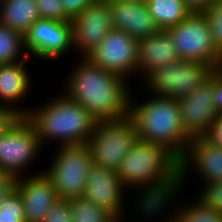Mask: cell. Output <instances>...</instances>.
<instances>
[{
  "label": "cell",
  "mask_w": 222,
  "mask_h": 222,
  "mask_svg": "<svg viewBox=\"0 0 222 222\" xmlns=\"http://www.w3.org/2000/svg\"><path fill=\"white\" fill-rule=\"evenodd\" d=\"M27 62L0 65V106L12 108L21 116H26L29 109L16 105L23 100L31 87V75L28 67L24 66Z\"/></svg>",
  "instance_id": "obj_19"
},
{
  "label": "cell",
  "mask_w": 222,
  "mask_h": 222,
  "mask_svg": "<svg viewBox=\"0 0 222 222\" xmlns=\"http://www.w3.org/2000/svg\"><path fill=\"white\" fill-rule=\"evenodd\" d=\"M195 200L169 216L175 222H222V213L204 205L198 198Z\"/></svg>",
  "instance_id": "obj_24"
},
{
  "label": "cell",
  "mask_w": 222,
  "mask_h": 222,
  "mask_svg": "<svg viewBox=\"0 0 222 222\" xmlns=\"http://www.w3.org/2000/svg\"><path fill=\"white\" fill-rule=\"evenodd\" d=\"M43 147L33 125L22 116L0 135V167L13 178L24 176Z\"/></svg>",
  "instance_id": "obj_9"
},
{
  "label": "cell",
  "mask_w": 222,
  "mask_h": 222,
  "mask_svg": "<svg viewBox=\"0 0 222 222\" xmlns=\"http://www.w3.org/2000/svg\"><path fill=\"white\" fill-rule=\"evenodd\" d=\"M50 168L42 171L52 182L59 198L84 196L88 174L94 164L86 144L57 146Z\"/></svg>",
  "instance_id": "obj_5"
},
{
  "label": "cell",
  "mask_w": 222,
  "mask_h": 222,
  "mask_svg": "<svg viewBox=\"0 0 222 222\" xmlns=\"http://www.w3.org/2000/svg\"><path fill=\"white\" fill-rule=\"evenodd\" d=\"M0 222H26L23 201L15 189L0 204Z\"/></svg>",
  "instance_id": "obj_25"
},
{
  "label": "cell",
  "mask_w": 222,
  "mask_h": 222,
  "mask_svg": "<svg viewBox=\"0 0 222 222\" xmlns=\"http://www.w3.org/2000/svg\"><path fill=\"white\" fill-rule=\"evenodd\" d=\"M138 42L127 33L113 29L86 58L92 64L127 80L137 73Z\"/></svg>",
  "instance_id": "obj_10"
},
{
  "label": "cell",
  "mask_w": 222,
  "mask_h": 222,
  "mask_svg": "<svg viewBox=\"0 0 222 222\" xmlns=\"http://www.w3.org/2000/svg\"><path fill=\"white\" fill-rule=\"evenodd\" d=\"M11 178L12 176L0 167V186H4Z\"/></svg>",
  "instance_id": "obj_36"
},
{
  "label": "cell",
  "mask_w": 222,
  "mask_h": 222,
  "mask_svg": "<svg viewBox=\"0 0 222 222\" xmlns=\"http://www.w3.org/2000/svg\"><path fill=\"white\" fill-rule=\"evenodd\" d=\"M42 222H72V210L69 199L58 198L44 215Z\"/></svg>",
  "instance_id": "obj_29"
},
{
  "label": "cell",
  "mask_w": 222,
  "mask_h": 222,
  "mask_svg": "<svg viewBox=\"0 0 222 222\" xmlns=\"http://www.w3.org/2000/svg\"><path fill=\"white\" fill-rule=\"evenodd\" d=\"M204 186L203 191L196 198L204 205L222 213V181Z\"/></svg>",
  "instance_id": "obj_28"
},
{
  "label": "cell",
  "mask_w": 222,
  "mask_h": 222,
  "mask_svg": "<svg viewBox=\"0 0 222 222\" xmlns=\"http://www.w3.org/2000/svg\"><path fill=\"white\" fill-rule=\"evenodd\" d=\"M151 96L150 100L136 104L131 95L129 116L137 137L164 146L180 160L191 138L183 129L178 99Z\"/></svg>",
  "instance_id": "obj_4"
},
{
  "label": "cell",
  "mask_w": 222,
  "mask_h": 222,
  "mask_svg": "<svg viewBox=\"0 0 222 222\" xmlns=\"http://www.w3.org/2000/svg\"><path fill=\"white\" fill-rule=\"evenodd\" d=\"M127 81L80 57L70 70L67 83L63 84V92L82 105L97 122L118 120L129 115L131 91Z\"/></svg>",
  "instance_id": "obj_2"
},
{
  "label": "cell",
  "mask_w": 222,
  "mask_h": 222,
  "mask_svg": "<svg viewBox=\"0 0 222 222\" xmlns=\"http://www.w3.org/2000/svg\"><path fill=\"white\" fill-rule=\"evenodd\" d=\"M73 47L86 57L113 30L110 3L95 0L71 20Z\"/></svg>",
  "instance_id": "obj_13"
},
{
  "label": "cell",
  "mask_w": 222,
  "mask_h": 222,
  "mask_svg": "<svg viewBox=\"0 0 222 222\" xmlns=\"http://www.w3.org/2000/svg\"><path fill=\"white\" fill-rule=\"evenodd\" d=\"M23 51H26L24 35L0 24V65L28 61L29 55Z\"/></svg>",
  "instance_id": "obj_22"
},
{
  "label": "cell",
  "mask_w": 222,
  "mask_h": 222,
  "mask_svg": "<svg viewBox=\"0 0 222 222\" xmlns=\"http://www.w3.org/2000/svg\"><path fill=\"white\" fill-rule=\"evenodd\" d=\"M15 189V178H11L4 186H0V204Z\"/></svg>",
  "instance_id": "obj_35"
},
{
  "label": "cell",
  "mask_w": 222,
  "mask_h": 222,
  "mask_svg": "<svg viewBox=\"0 0 222 222\" xmlns=\"http://www.w3.org/2000/svg\"><path fill=\"white\" fill-rule=\"evenodd\" d=\"M41 19L68 22L71 21L64 11L60 0H35Z\"/></svg>",
  "instance_id": "obj_27"
},
{
  "label": "cell",
  "mask_w": 222,
  "mask_h": 222,
  "mask_svg": "<svg viewBox=\"0 0 222 222\" xmlns=\"http://www.w3.org/2000/svg\"><path fill=\"white\" fill-rule=\"evenodd\" d=\"M63 4L65 15L72 20L76 18L87 6L95 0H60Z\"/></svg>",
  "instance_id": "obj_31"
},
{
  "label": "cell",
  "mask_w": 222,
  "mask_h": 222,
  "mask_svg": "<svg viewBox=\"0 0 222 222\" xmlns=\"http://www.w3.org/2000/svg\"><path fill=\"white\" fill-rule=\"evenodd\" d=\"M214 103L217 113H222V76L214 70Z\"/></svg>",
  "instance_id": "obj_33"
},
{
  "label": "cell",
  "mask_w": 222,
  "mask_h": 222,
  "mask_svg": "<svg viewBox=\"0 0 222 222\" xmlns=\"http://www.w3.org/2000/svg\"><path fill=\"white\" fill-rule=\"evenodd\" d=\"M40 19L35 0H2L0 24L25 34L29 27Z\"/></svg>",
  "instance_id": "obj_20"
},
{
  "label": "cell",
  "mask_w": 222,
  "mask_h": 222,
  "mask_svg": "<svg viewBox=\"0 0 222 222\" xmlns=\"http://www.w3.org/2000/svg\"><path fill=\"white\" fill-rule=\"evenodd\" d=\"M192 165V166H190ZM195 167L206 184L222 181V148L206 137L192 138L180 159V187L182 188L190 167Z\"/></svg>",
  "instance_id": "obj_15"
},
{
  "label": "cell",
  "mask_w": 222,
  "mask_h": 222,
  "mask_svg": "<svg viewBox=\"0 0 222 222\" xmlns=\"http://www.w3.org/2000/svg\"><path fill=\"white\" fill-rule=\"evenodd\" d=\"M164 222H175L171 217H168L167 219L165 218Z\"/></svg>",
  "instance_id": "obj_38"
},
{
  "label": "cell",
  "mask_w": 222,
  "mask_h": 222,
  "mask_svg": "<svg viewBox=\"0 0 222 222\" xmlns=\"http://www.w3.org/2000/svg\"><path fill=\"white\" fill-rule=\"evenodd\" d=\"M145 2L156 26L162 30L177 25L193 13L183 0H145Z\"/></svg>",
  "instance_id": "obj_21"
},
{
  "label": "cell",
  "mask_w": 222,
  "mask_h": 222,
  "mask_svg": "<svg viewBox=\"0 0 222 222\" xmlns=\"http://www.w3.org/2000/svg\"><path fill=\"white\" fill-rule=\"evenodd\" d=\"M183 129L192 139L205 137L218 115L214 103V71L199 87L178 99Z\"/></svg>",
  "instance_id": "obj_12"
},
{
  "label": "cell",
  "mask_w": 222,
  "mask_h": 222,
  "mask_svg": "<svg viewBox=\"0 0 222 222\" xmlns=\"http://www.w3.org/2000/svg\"><path fill=\"white\" fill-rule=\"evenodd\" d=\"M166 30L180 59L201 62L216 69L222 52L215 46L208 23L201 12H193Z\"/></svg>",
  "instance_id": "obj_8"
},
{
  "label": "cell",
  "mask_w": 222,
  "mask_h": 222,
  "mask_svg": "<svg viewBox=\"0 0 222 222\" xmlns=\"http://www.w3.org/2000/svg\"><path fill=\"white\" fill-rule=\"evenodd\" d=\"M26 215V222H42L44 215L58 200L56 189L43 172L15 178Z\"/></svg>",
  "instance_id": "obj_16"
},
{
  "label": "cell",
  "mask_w": 222,
  "mask_h": 222,
  "mask_svg": "<svg viewBox=\"0 0 222 222\" xmlns=\"http://www.w3.org/2000/svg\"><path fill=\"white\" fill-rule=\"evenodd\" d=\"M205 137L213 144L222 148V113H218L215 117L210 131Z\"/></svg>",
  "instance_id": "obj_32"
},
{
  "label": "cell",
  "mask_w": 222,
  "mask_h": 222,
  "mask_svg": "<svg viewBox=\"0 0 222 222\" xmlns=\"http://www.w3.org/2000/svg\"><path fill=\"white\" fill-rule=\"evenodd\" d=\"M215 70L222 76V54Z\"/></svg>",
  "instance_id": "obj_37"
},
{
  "label": "cell",
  "mask_w": 222,
  "mask_h": 222,
  "mask_svg": "<svg viewBox=\"0 0 222 222\" xmlns=\"http://www.w3.org/2000/svg\"><path fill=\"white\" fill-rule=\"evenodd\" d=\"M25 117L35 128L42 146L47 140L58 141L59 146L86 144L97 122L64 92L39 108L28 109Z\"/></svg>",
  "instance_id": "obj_3"
},
{
  "label": "cell",
  "mask_w": 222,
  "mask_h": 222,
  "mask_svg": "<svg viewBox=\"0 0 222 222\" xmlns=\"http://www.w3.org/2000/svg\"><path fill=\"white\" fill-rule=\"evenodd\" d=\"M22 116L14 109L0 106V135L13 126Z\"/></svg>",
  "instance_id": "obj_30"
},
{
  "label": "cell",
  "mask_w": 222,
  "mask_h": 222,
  "mask_svg": "<svg viewBox=\"0 0 222 222\" xmlns=\"http://www.w3.org/2000/svg\"><path fill=\"white\" fill-rule=\"evenodd\" d=\"M117 174L125 191L139 189L138 211L147 219L163 213L161 210L164 211L169 202L172 204L182 190L180 160L164 146L140 138L122 160Z\"/></svg>",
  "instance_id": "obj_1"
},
{
  "label": "cell",
  "mask_w": 222,
  "mask_h": 222,
  "mask_svg": "<svg viewBox=\"0 0 222 222\" xmlns=\"http://www.w3.org/2000/svg\"><path fill=\"white\" fill-rule=\"evenodd\" d=\"M193 12H203L211 3V0H183Z\"/></svg>",
  "instance_id": "obj_34"
},
{
  "label": "cell",
  "mask_w": 222,
  "mask_h": 222,
  "mask_svg": "<svg viewBox=\"0 0 222 222\" xmlns=\"http://www.w3.org/2000/svg\"><path fill=\"white\" fill-rule=\"evenodd\" d=\"M180 60L177 49L167 30L159 29L156 33L139 40L137 73L143 78L151 71Z\"/></svg>",
  "instance_id": "obj_18"
},
{
  "label": "cell",
  "mask_w": 222,
  "mask_h": 222,
  "mask_svg": "<svg viewBox=\"0 0 222 222\" xmlns=\"http://www.w3.org/2000/svg\"><path fill=\"white\" fill-rule=\"evenodd\" d=\"M213 71L210 65L180 59L149 72L143 80L153 95L179 99L193 92Z\"/></svg>",
  "instance_id": "obj_7"
},
{
  "label": "cell",
  "mask_w": 222,
  "mask_h": 222,
  "mask_svg": "<svg viewBox=\"0 0 222 222\" xmlns=\"http://www.w3.org/2000/svg\"><path fill=\"white\" fill-rule=\"evenodd\" d=\"M29 57L49 61L67 54L73 47L72 23L38 19L24 34Z\"/></svg>",
  "instance_id": "obj_11"
},
{
  "label": "cell",
  "mask_w": 222,
  "mask_h": 222,
  "mask_svg": "<svg viewBox=\"0 0 222 222\" xmlns=\"http://www.w3.org/2000/svg\"><path fill=\"white\" fill-rule=\"evenodd\" d=\"M201 13L208 23L215 46L222 52V0L213 1Z\"/></svg>",
  "instance_id": "obj_26"
},
{
  "label": "cell",
  "mask_w": 222,
  "mask_h": 222,
  "mask_svg": "<svg viewBox=\"0 0 222 222\" xmlns=\"http://www.w3.org/2000/svg\"><path fill=\"white\" fill-rule=\"evenodd\" d=\"M124 189L116 171L93 164L88 174L84 197L105 208L120 221L124 218Z\"/></svg>",
  "instance_id": "obj_14"
},
{
  "label": "cell",
  "mask_w": 222,
  "mask_h": 222,
  "mask_svg": "<svg viewBox=\"0 0 222 222\" xmlns=\"http://www.w3.org/2000/svg\"><path fill=\"white\" fill-rule=\"evenodd\" d=\"M137 138L134 122L128 115L118 120L96 122L87 144L94 164L117 172Z\"/></svg>",
  "instance_id": "obj_6"
},
{
  "label": "cell",
  "mask_w": 222,
  "mask_h": 222,
  "mask_svg": "<svg viewBox=\"0 0 222 222\" xmlns=\"http://www.w3.org/2000/svg\"><path fill=\"white\" fill-rule=\"evenodd\" d=\"M108 2L114 30L125 32L138 41L159 30L145 1L109 0Z\"/></svg>",
  "instance_id": "obj_17"
},
{
  "label": "cell",
  "mask_w": 222,
  "mask_h": 222,
  "mask_svg": "<svg viewBox=\"0 0 222 222\" xmlns=\"http://www.w3.org/2000/svg\"><path fill=\"white\" fill-rule=\"evenodd\" d=\"M72 222H121L112 213L81 197L70 198Z\"/></svg>",
  "instance_id": "obj_23"
}]
</instances>
